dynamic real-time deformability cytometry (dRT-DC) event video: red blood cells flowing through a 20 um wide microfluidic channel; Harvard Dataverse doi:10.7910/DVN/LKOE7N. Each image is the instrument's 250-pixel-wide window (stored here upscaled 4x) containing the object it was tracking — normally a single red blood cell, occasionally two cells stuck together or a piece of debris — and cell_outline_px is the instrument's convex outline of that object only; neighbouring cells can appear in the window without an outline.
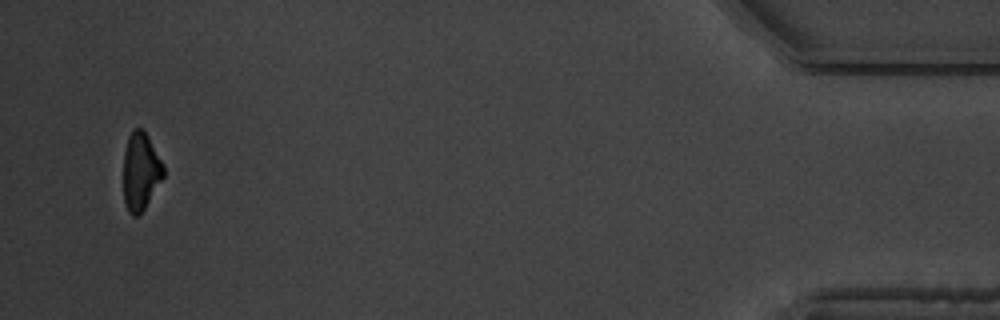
{"species": "common noctule bat (a hibernating species)", "species_latin": "Nyctalus noctula", "temperature_condition": "warm", "stored_images_in_passage": 14, "camera_frame_rate_fps": 3000, "um_per_image_px": 0.085, "animal": {"sex": "male", "body_mass_g": 19.5, "forearm_length_mm": 54.6}, "frame": {"image": 1, "passage_image": 14, "time_ms": 19.0, "image_size_px": [1000, 320], "cell_outline_px": [[164, 176], [144, 208], [136, 216], [132, 216], [128, 212], [124, 200], [124, 152], [128, 136], [132, 128], [144, 128], [164, 164]], "centroid_in_image_um": [11.96, 14.51], "position_along_channel_um": 423.2, "area_um2": 18.21}}